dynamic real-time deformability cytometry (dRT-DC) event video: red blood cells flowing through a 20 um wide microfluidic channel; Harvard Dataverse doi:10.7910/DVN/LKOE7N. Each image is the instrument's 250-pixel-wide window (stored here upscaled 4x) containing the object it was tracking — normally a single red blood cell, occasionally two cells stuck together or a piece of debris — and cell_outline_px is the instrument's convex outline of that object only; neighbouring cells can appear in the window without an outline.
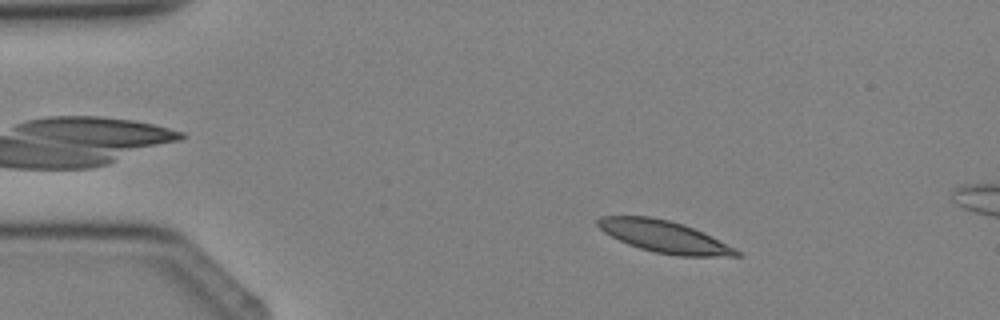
{"species": "Egyptian fruit bat (a non-hibernating species)", "species_latin": "Rousettus aegyptiacus", "temperature_condition": "cold", "stored_images_in_passage": 3, "camera_frame_rate_fps": 3000, "um_per_image_px": 0.085, "animal": {"sex": "female"}, "frame": {"image": 1, "passage_image": 2, "time_ms": 1.0, "image_size_px": [1000, 320], "cell_outline_px": [[744, 256], [676, 256], [656, 252], [640, 248], [628, 244], [604, 232], [596, 224], [596, 220], [600, 216], [652, 216], [684, 224], [704, 232], [736, 248]], "centroid_in_image_um": [56.49, 20.11], "position_along_channel_um": 28.5, "area_um2": 25.84}}